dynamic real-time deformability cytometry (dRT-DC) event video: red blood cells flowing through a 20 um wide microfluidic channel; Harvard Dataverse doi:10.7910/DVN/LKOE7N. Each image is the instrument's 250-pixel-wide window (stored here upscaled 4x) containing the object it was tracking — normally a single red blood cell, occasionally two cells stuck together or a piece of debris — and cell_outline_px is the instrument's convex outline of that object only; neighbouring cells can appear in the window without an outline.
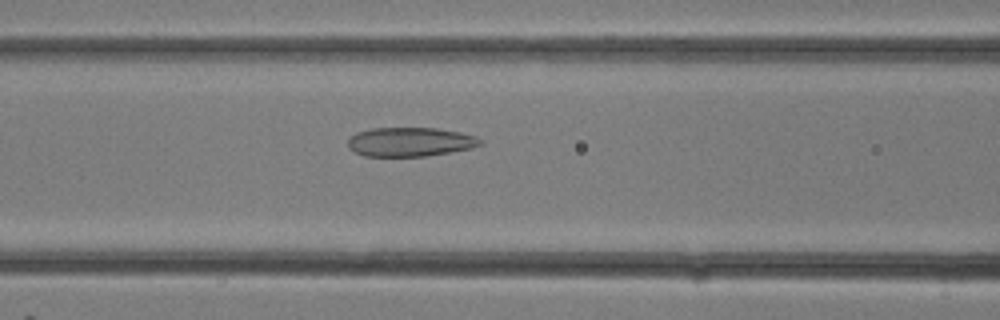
{"species": "common noctule bat (a hibernating species)", "species_latin": "Nyctalus noctula", "temperature_condition": "room temperature", "stored_images_in_passage": 29, "camera_frame_rate_fps": 3000, "um_per_image_px": 0.085, "animal": {"sex": "female"}, "frame": {"image": 1, "passage_image": 12, "time_ms": 3.667, "image_size_px": [1000, 320], "cell_outline_px": [[484, 144], [472, 148], [452, 152], [428, 156], [364, 156], [348, 148], [348, 140], [356, 132], [372, 128], [436, 128], [460, 132], [476, 136], [484, 140]], "centroid_in_image_um": [34.91, 12.06], "position_along_channel_um": 131.7, "area_um2": 22.66}}
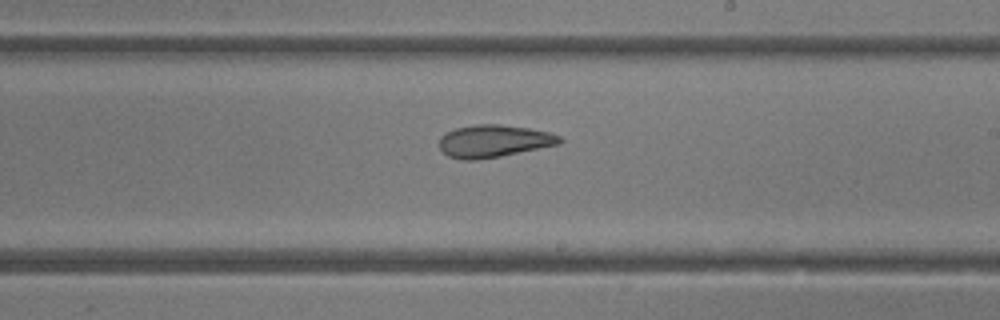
{"frame": {"image": 2, "passage_image": 17, "time_ms": 5.333, "image_size_px": [1000, 320], "cell_outline_px": [[564, 140], [560, 144], [500, 156], [476, 160], [460, 160], [448, 156], [440, 148], [440, 136], [444, 132], [456, 128], [476, 124], [500, 124], [528, 128], [548, 132], [560, 136]], "centroid_in_image_um": [41.95, 11.99], "position_along_channel_um": 247.0, "area_um2": 22.77}}
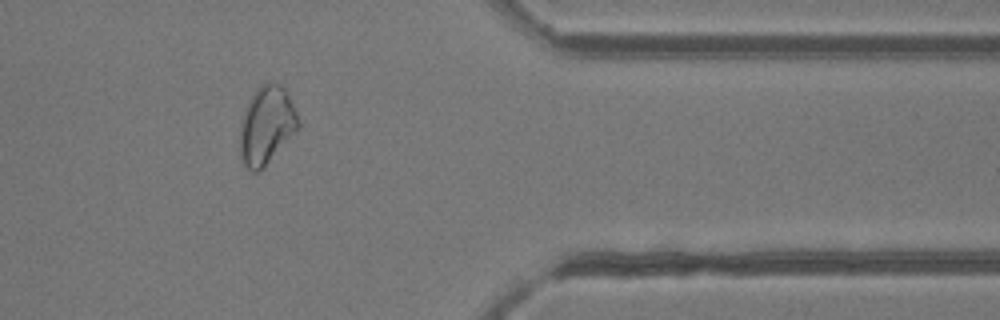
{"frame": {"image": 3, "passage_image": 24, "time_ms": 7.667, "image_size_px": [1000, 320], "cell_outline_px": [[300, 128], [264, 168], [260, 172], [252, 172], [244, 164], [240, 156], [240, 124], [248, 100], [256, 88], [260, 84], [268, 80], [280, 84], [288, 92], [300, 120]], "centroid_in_image_um": [22.68, 10.63], "position_along_channel_um": 388.7, "area_um2": 27.17}}